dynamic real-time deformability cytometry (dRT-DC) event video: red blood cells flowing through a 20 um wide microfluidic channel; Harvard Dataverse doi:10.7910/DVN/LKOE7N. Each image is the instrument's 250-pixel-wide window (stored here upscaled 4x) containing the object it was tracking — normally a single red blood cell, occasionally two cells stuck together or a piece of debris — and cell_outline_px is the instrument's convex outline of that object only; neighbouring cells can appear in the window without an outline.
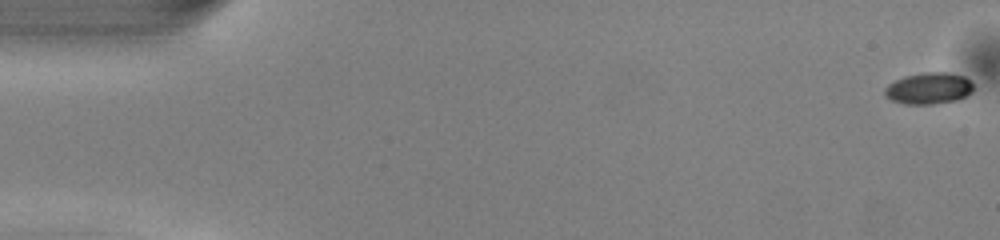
{"species": "common noctule bat (a hibernating species)", "species_latin": "Nyctalus noctula", "temperature_condition": "warm", "stored_images_in_passage": 51, "camera_frame_rate_fps": 3000, "um_per_image_px": 0.085, "animal": {"sex": "male", "body_mass_g": 13.0, "forearm_length_mm": 53.1}, "frame": {"image": 1, "passage_image": 1, "time_ms": 0.0, "image_size_px": [1000, 240], "cell_outline_px": [[972, 88], [964, 96], [956, 100], [936, 104], [904, 104], [892, 100], [884, 96], [884, 88], [888, 84], [904, 76], [924, 72], [948, 72], [964, 76], [972, 84]], "centroid_in_image_um": [78.89, 7.51], "position_along_channel_um": 6.1, "area_um2": 16.18}}
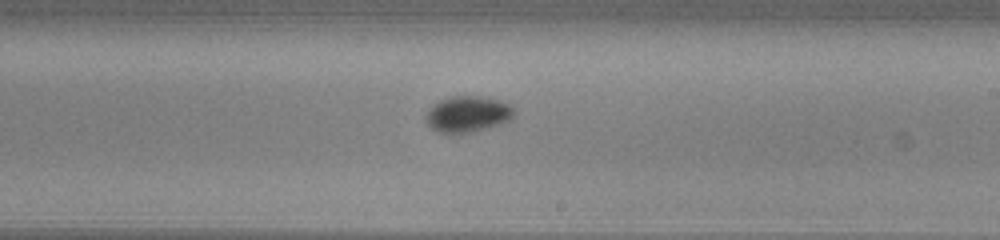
{"frame": {"image": 2, "passage_image": 30, "time_ms": 9.667, "image_size_px": [1000, 240], "cell_outline_px": [[516, 112], [508, 120], [500, 124], [472, 132], [436, 132], [424, 120], [424, 116], [440, 100], [448, 96], [480, 96], [500, 100], [508, 104]], "centroid_in_image_um": [39.75, 9.69], "position_along_channel_um": 249.3, "area_um2": 18.26}}
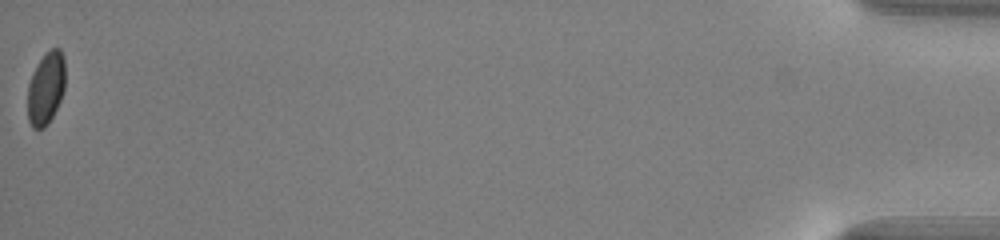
{"frame": {"image": 3, "passage_image": 51, "time_ms": 16.667, "image_size_px": [1000, 240], "cell_outline_px": [[64, 88], [60, 100], [48, 124], [44, 128], [32, 128], [28, 120], [28, 84], [32, 72], [40, 60], [52, 48], [60, 48], [64, 56]], "centroid_in_image_um": [3.89, 7.51], "position_along_channel_um": 431.3, "area_um2": 15.72}, "authors_computed_cell_mechanics": {"area_um2": 17.051, "velocity_mm_per_s": 4.0932, "shape_relaxation_time_tau1_ms": 2.2184, "shape_relaxation_time_tau2_ms": null, "deformation_change_tau1": 0.1004, "deformation_change_tau2": null}}